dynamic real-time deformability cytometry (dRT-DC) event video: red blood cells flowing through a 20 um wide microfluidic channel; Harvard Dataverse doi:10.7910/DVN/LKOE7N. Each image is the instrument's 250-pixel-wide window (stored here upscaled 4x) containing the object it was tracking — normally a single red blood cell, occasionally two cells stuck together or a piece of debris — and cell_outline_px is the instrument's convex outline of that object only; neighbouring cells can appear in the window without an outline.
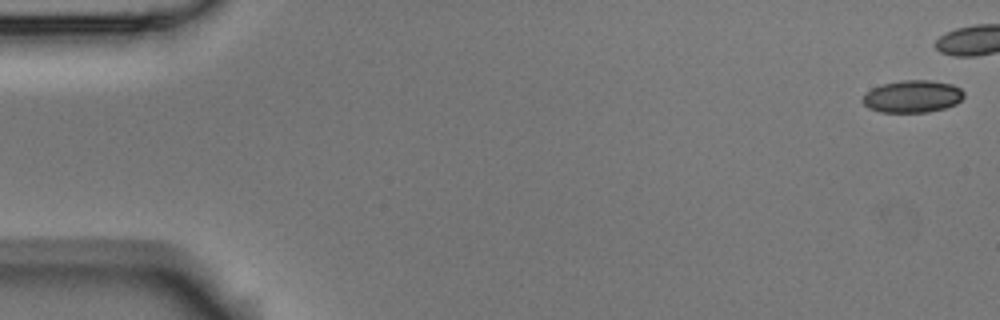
{"species": "Egyptian fruit bat (a non-hibernating species)", "species_latin": "Rousettus aegyptiacus", "temperature_condition": "room temperature", "stored_images_in_passage": 14, "camera_frame_rate_fps": 3000, "um_per_image_px": 0.085, "animal": {"sex": "male"}, "frame": {"image": 1, "passage_image": 1, "time_ms": 0.0, "image_size_px": [1000, 320], "cell_outline_px": [[964, 96], [956, 104], [944, 108], [928, 112], [880, 112], [868, 108], [860, 100], [872, 88], [884, 84], [900, 80], [928, 80], [952, 84], [960, 88], [964, 92]], "centroid_in_image_um": [77.56, 8.2], "position_along_channel_um": 7.4, "area_um2": 19.02}}